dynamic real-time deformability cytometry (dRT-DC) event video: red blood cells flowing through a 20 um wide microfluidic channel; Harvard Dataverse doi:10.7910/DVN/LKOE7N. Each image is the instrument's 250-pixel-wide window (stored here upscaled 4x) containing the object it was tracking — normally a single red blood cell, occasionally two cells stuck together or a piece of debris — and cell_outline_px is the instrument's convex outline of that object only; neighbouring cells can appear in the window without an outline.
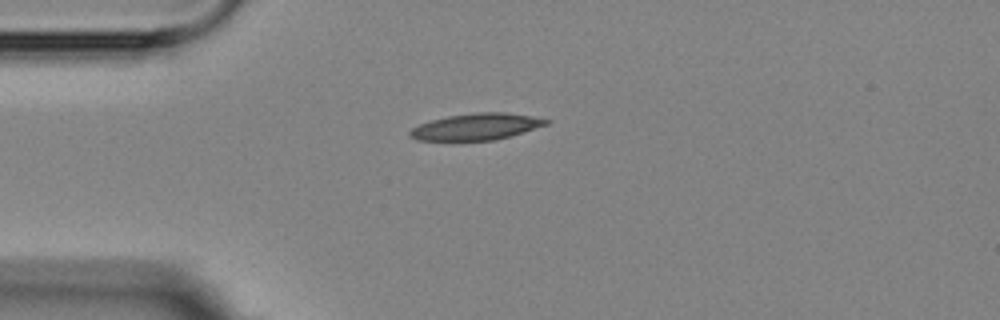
{"species": "Egyptian fruit bat (a non-hibernating species)", "species_latin": "Rousettus aegyptiacus", "temperature_condition": "room temperature", "stored_images_in_passage": 2, "camera_frame_rate_fps": 3000, "um_per_image_px": 0.085, "animal": {"sex": "female"}, "frame": {"image": 1, "passage_image": 1, "time_ms": 0.0, "image_size_px": [1000, 320], "cell_outline_px": [[552, 120], [548, 124], [512, 136], [496, 140], [416, 140], [408, 136], [408, 132], [412, 128], [420, 124], [432, 120], [448, 116], [476, 112], [504, 112], [532, 116]], "centroid_in_image_um": [40.51, 10.77], "position_along_channel_um": 44.5, "area_um2": 21.1}}
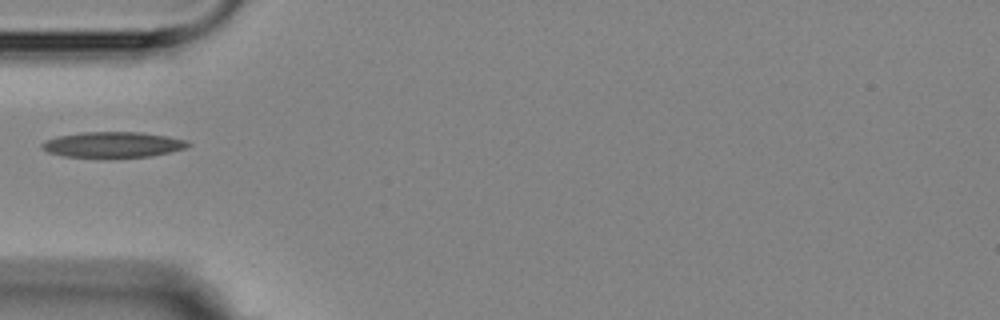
{"frame": {"image": 2, "passage_image": 2, "time_ms": 1.333, "image_size_px": [1000, 320], "cell_outline_px": [[192, 144], [188, 148], [152, 156], [64, 156], [48, 152], [40, 148], [40, 144], [44, 140], [56, 136], [80, 132], [140, 132], [168, 136], [188, 140]], "centroid_in_image_um": [9.61, 12.27], "position_along_channel_um": 75.4, "area_um2": 21.73}}